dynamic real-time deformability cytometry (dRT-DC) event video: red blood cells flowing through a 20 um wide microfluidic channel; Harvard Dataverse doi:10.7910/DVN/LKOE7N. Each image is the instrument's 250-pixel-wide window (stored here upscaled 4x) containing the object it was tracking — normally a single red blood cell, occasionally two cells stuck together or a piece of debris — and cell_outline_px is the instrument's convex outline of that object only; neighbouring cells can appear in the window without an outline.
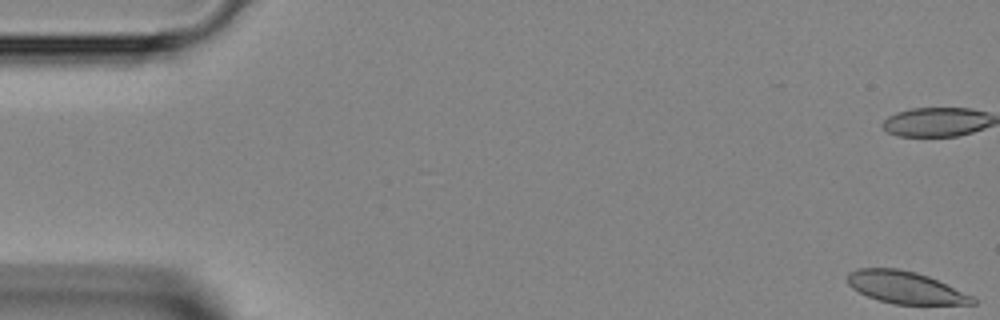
{"species": "Egyptian fruit bat (a non-hibernating species)", "species_latin": "Rousettus aegyptiacus", "temperature_condition": "room temperature", "stored_images_in_passage": 14, "camera_frame_rate_fps": 3000, "um_per_image_px": 0.085, "animal": {"sex": "female"}, "frame": {"image": 1, "passage_image": 1, "time_ms": 0.0, "image_size_px": [1000, 320], "cell_outline_px": [[976, 304], [892, 304], [868, 296], [852, 288], [848, 284], [848, 272], [856, 268], [896, 268], [916, 272], [928, 276], [972, 296], [976, 300]], "centroid_in_image_um": [76.93, 24.43], "position_along_channel_um": 8.1, "area_um2": 23.18}}